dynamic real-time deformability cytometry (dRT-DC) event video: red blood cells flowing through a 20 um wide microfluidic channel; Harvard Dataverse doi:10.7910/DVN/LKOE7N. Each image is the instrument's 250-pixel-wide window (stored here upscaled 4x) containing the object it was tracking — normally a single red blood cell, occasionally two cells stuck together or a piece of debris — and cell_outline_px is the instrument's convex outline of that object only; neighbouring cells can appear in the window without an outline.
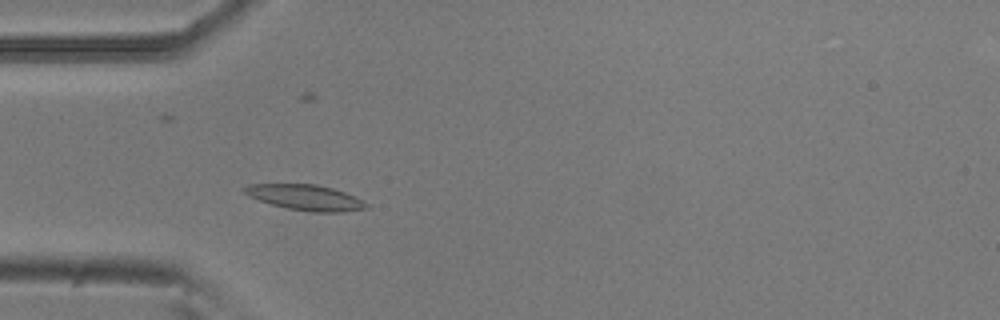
{"species": "common noctule bat (a hibernating species)", "species_latin": "Nyctalus noctula", "temperature_condition": "room temperature", "stored_images_in_passage": 51, "camera_frame_rate_fps": 3000, "um_per_image_px": 0.085, "animal": {"sex": "male", "body_mass_g": 20.5, "forearm_length_mm": 52.5}, "frame": {"image": 1, "passage_image": 12, "time_ms": 3.667, "image_size_px": [1000, 320], "cell_outline_px": [[368, 208], [344, 212], [312, 212], [288, 208], [272, 204], [248, 196], [244, 192], [244, 188], [248, 184], [316, 184], [332, 188], [344, 192], [368, 204]], "centroid_in_image_um": [25.96, 16.78], "position_along_channel_um": 59.0, "area_um2": 17.86}}
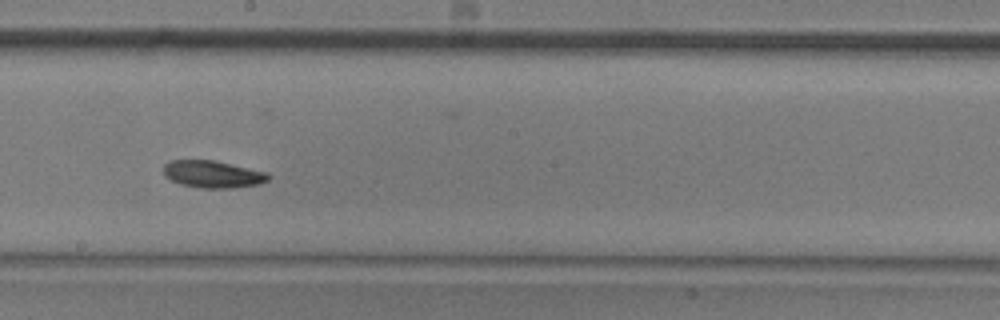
{"frame": {"image": 2, "passage_image": 26, "time_ms": 8.333, "image_size_px": [1000, 320], "cell_outline_px": [[272, 176], [268, 180], [260, 184], [232, 188], [200, 188], [180, 184], [164, 176], [164, 164], [168, 160], [212, 160], [268, 172]], "centroid_in_image_um": [18.09, 14.81], "position_along_channel_um": 230.1, "area_um2": 16.7}}
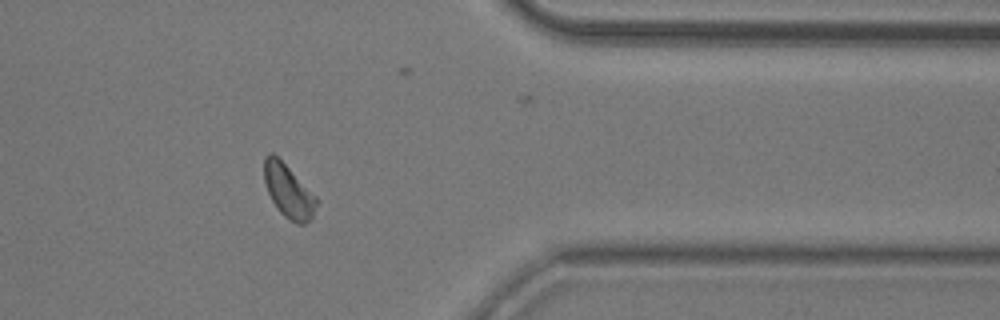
{"frame": {"image": 3, "passage_image": 40, "time_ms": 13.0, "image_size_px": [1000, 320], "cell_outline_px": [[316, 204], [312, 220], [304, 224], [296, 224], [288, 220], [280, 212], [272, 200], [268, 192], [264, 180], [264, 156], [268, 152], [272, 152], [316, 196]], "centroid_in_image_um": [24.5, 16.27], "position_along_channel_um": 386.9, "area_um2": 16.01}, "authors_computed_cell_mechanics": {"area_um2": 16.6464, "velocity_mm_per_s": 3.7107, "shape_relaxation_time_tau1_ms": 2.6405, "shape_relaxation_time_tau2_ms": null, "deformation_change_tau1": 0.082, "deformation_change_tau2": null}}